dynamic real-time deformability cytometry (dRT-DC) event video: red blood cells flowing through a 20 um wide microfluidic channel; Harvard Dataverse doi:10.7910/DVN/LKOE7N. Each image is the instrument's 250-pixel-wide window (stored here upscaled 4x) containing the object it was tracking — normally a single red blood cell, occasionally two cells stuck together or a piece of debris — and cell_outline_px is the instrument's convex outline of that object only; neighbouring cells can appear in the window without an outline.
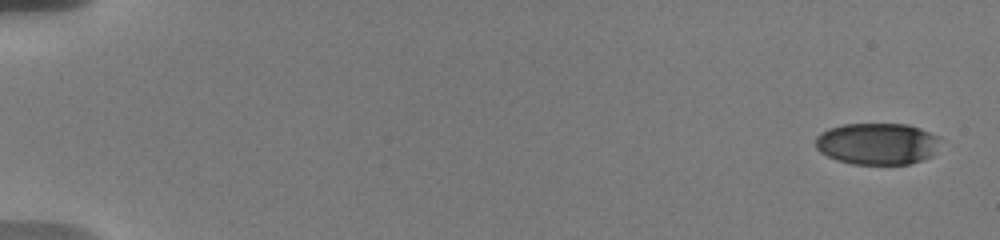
{"species": "human", "species_latin": "Homo sapiens", "temperature_condition": "warm", "stored_images_in_passage": 9, "camera_frame_rate_fps": 3000, "um_per_image_px": 0.085, "donor": {"sex": "male"}, "frame": {"image": 1, "passage_image": 1, "time_ms": 0.0, "image_size_px": [1000, 240], "cell_outline_px": [[936, 136], [932, 156], [908, 164], [852, 164], [836, 160], [820, 152], [816, 148], [816, 136], [820, 132], [828, 128], [844, 124], [908, 124], [920, 128]], "centroid_in_image_um": [74.47, 12.21], "position_along_channel_um": 10.5, "area_um2": 29.94}}
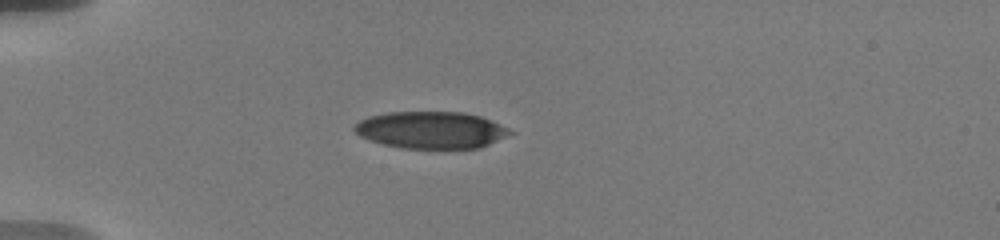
{"frame": {"image": 2, "passage_image": 6, "time_ms": 5.0, "image_size_px": [1000, 240], "cell_outline_px": [[516, 132], [480, 148], [400, 148], [380, 144], [368, 140], [360, 136], [352, 128], [360, 120], [368, 116], [388, 112], [464, 112], [480, 116], [500, 124]], "centroid_in_image_um": [36.62, 11.05], "position_along_channel_um": 48.4, "area_um2": 33.7}}
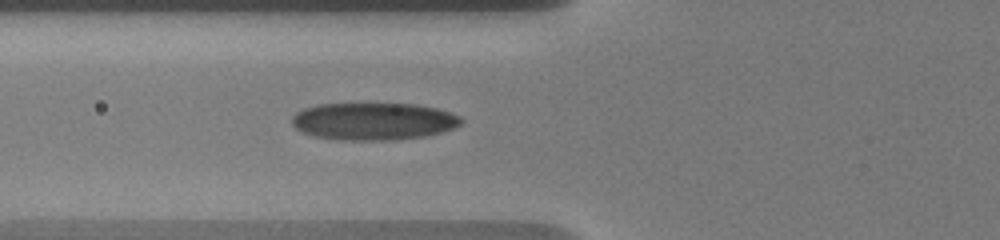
{"frame": {"image": 3, "passage_image": 9, "time_ms": 7.0, "image_size_px": [1000, 240], "cell_outline_px": [[464, 120], [460, 124], [452, 128], [440, 132], [424, 136], [396, 140], [340, 140], [316, 136], [300, 132], [292, 124], [292, 116], [296, 112], [304, 108], [316, 104], [416, 104], [436, 108], [452, 112], [460, 116]], "centroid_in_image_um": [31.74, 10.31], "position_along_channel_um": 94.1, "area_um2": 36.93}}